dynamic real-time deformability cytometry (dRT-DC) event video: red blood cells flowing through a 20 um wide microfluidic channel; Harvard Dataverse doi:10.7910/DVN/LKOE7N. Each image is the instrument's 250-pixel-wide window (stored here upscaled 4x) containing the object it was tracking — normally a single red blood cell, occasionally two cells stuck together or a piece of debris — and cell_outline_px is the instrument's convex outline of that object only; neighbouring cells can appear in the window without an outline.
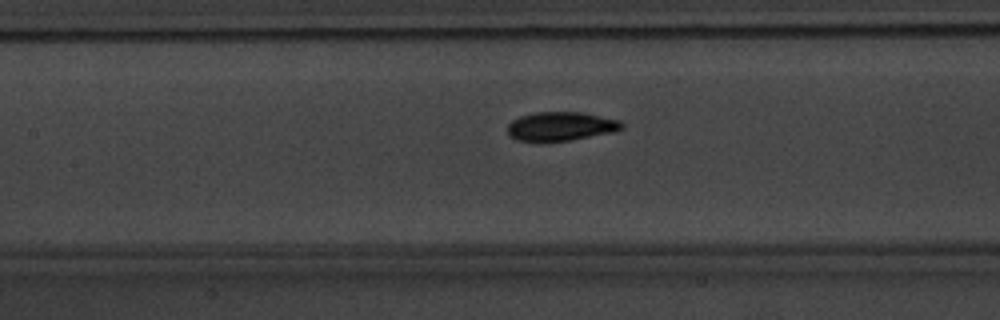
{"species": "common noctule bat (a hibernating species)", "species_latin": "Nyctalus noctula", "temperature_condition": "warm", "stored_images_in_passage": 40, "camera_frame_rate_fps": 3000, "um_per_image_px": 0.085, "animal": {"sex": "male", "body_mass_g": 20.1, "forearm_length_mm": 53.5}, "frame": {"image": 1, "passage_image": 12, "time_ms": 3.667, "image_size_px": [1000, 320], "cell_outline_px": [[624, 128], [616, 132], [572, 140], [544, 144], [540, 144], [516, 140], [508, 136], [508, 124], [512, 120], [520, 116], [536, 112], [580, 112], [620, 120], [624, 124]], "centroid_in_image_um": [47.65, 10.78], "position_along_channel_um": 159.8, "area_um2": 20.06}}
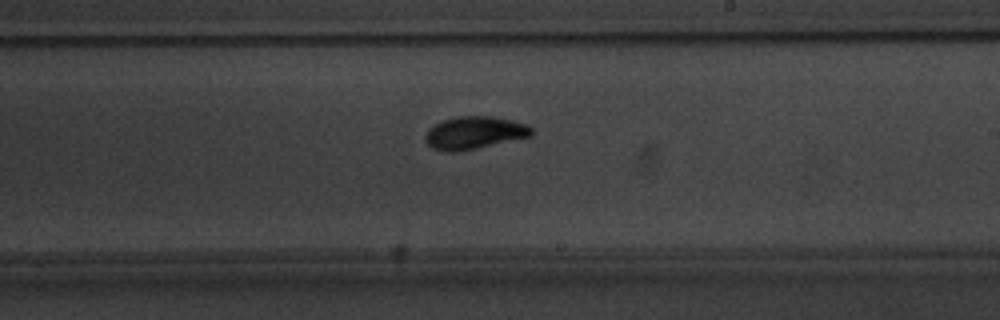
{"frame": {"image": 2, "passage_image": 19, "time_ms": 6.0, "image_size_px": [1000, 320], "cell_outline_px": [[532, 136], [476, 148], [456, 152], [448, 152], [432, 148], [428, 144], [424, 136], [428, 128], [444, 120], [460, 116], [492, 116], [512, 120], [528, 124], [532, 128]], "centroid_in_image_um": [40.33, 11.28], "position_along_channel_um": 248.7, "area_um2": 20.11}}
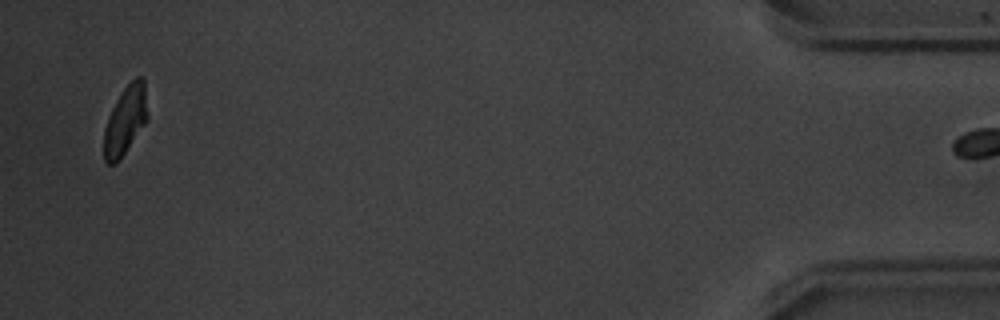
{"frame": {"image": 3, "passage_image": 39, "time_ms": 12.667, "image_size_px": [1000, 320], "cell_outline_px": [[148, 120], [120, 160], [116, 164], [108, 164], [104, 160], [104, 128], [108, 116], [116, 100], [124, 88], [136, 76], [144, 76], [148, 116]], "centroid_in_image_um": [10.67, 10.23], "position_along_channel_um": 424.5, "area_um2": 17.69}}